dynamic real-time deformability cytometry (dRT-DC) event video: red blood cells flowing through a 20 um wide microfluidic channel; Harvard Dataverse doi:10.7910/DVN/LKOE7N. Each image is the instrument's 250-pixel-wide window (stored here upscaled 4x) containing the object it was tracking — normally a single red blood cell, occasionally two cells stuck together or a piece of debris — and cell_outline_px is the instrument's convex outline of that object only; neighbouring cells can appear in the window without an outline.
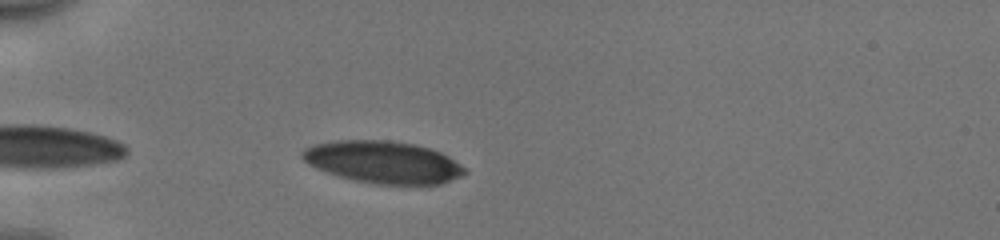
{"species": "human", "species_latin": "Homo sapiens", "temperature_condition": "cold", "stored_images_in_passage": 41, "camera_frame_rate_fps": 3000, "um_per_image_px": 0.085, "donor": {"sex": "male"}, "frame": {"image": 1, "passage_image": 5, "time_ms": 1.333, "image_size_px": [1000, 240], "cell_outline_px": [[468, 172], [460, 176], [440, 184], [376, 184], [356, 180], [340, 176], [328, 172], [308, 164], [300, 156], [300, 152], [304, 148], [316, 144], [336, 140], [388, 140], [416, 144], [432, 148], [448, 156], [460, 164]], "centroid_in_image_um": [32.57, 13.76], "position_along_channel_um": 52.4, "area_um2": 39.77}}
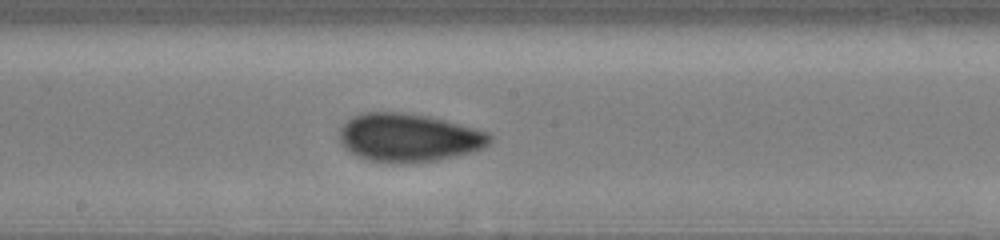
{"frame": {"image": 2, "passage_image": 19, "time_ms": 6.0, "image_size_px": [1000, 240], "cell_outline_px": [[492, 140], [484, 148], [472, 152], [436, 160], [368, 160], [356, 156], [340, 140], [340, 128], [352, 116], [364, 112], [400, 112], [428, 116], [444, 120], [488, 132], [492, 136]], "centroid_in_image_um": [34.77, 11.65], "position_along_channel_um": 213.4, "area_um2": 41.1}}
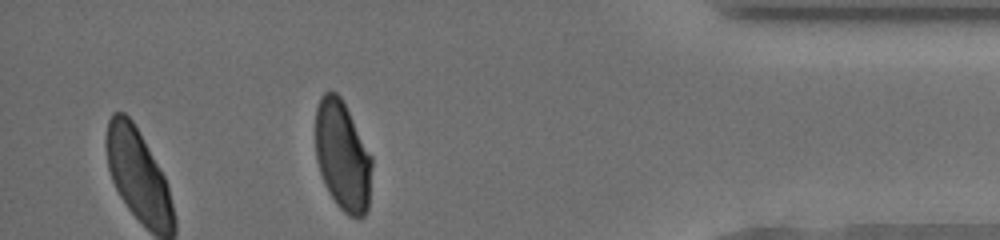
{"frame": {"image": 3, "passage_image": 36, "time_ms": 11.667, "image_size_px": [1000, 240], "cell_outline_px": [[372, 164], [368, 208], [364, 216], [348, 216], [336, 204], [328, 192], [324, 184], [316, 160], [316, 108], [320, 96], [324, 92], [336, 92], [340, 96], [372, 156]], "centroid_in_image_um": [29.11, 13.26], "position_along_channel_um": 406.1, "area_um2": 36.01}, "authors_computed_cell_mechanics": {"area_um2": 40.1132, "velocity_mm_per_s": 3.9581, "shape_relaxation_time_tau1_ms": 11.1185, "shape_relaxation_time_tau2_ms": 1.1868, "deformation_change_tau1": 0.2083, "deformation_change_tau2": 0.0656}}